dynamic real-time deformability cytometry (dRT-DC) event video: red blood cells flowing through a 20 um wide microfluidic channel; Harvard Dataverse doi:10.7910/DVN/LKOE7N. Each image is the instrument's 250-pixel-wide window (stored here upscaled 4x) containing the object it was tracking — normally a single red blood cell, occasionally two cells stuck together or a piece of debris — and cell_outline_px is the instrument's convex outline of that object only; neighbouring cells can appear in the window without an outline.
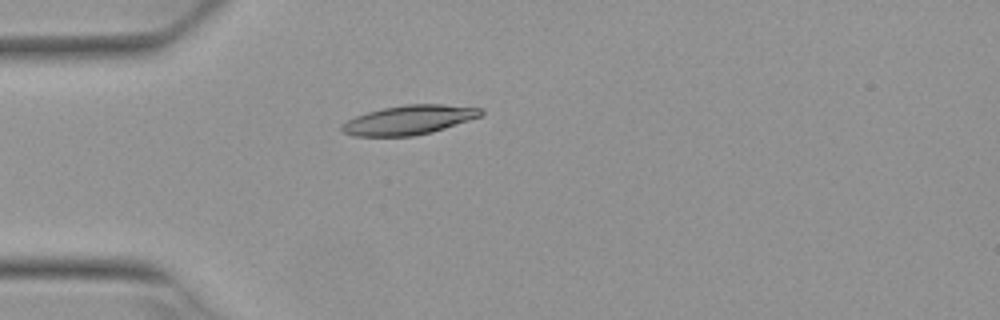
{"species": "Egyptian fruit bat (a non-hibernating species)", "species_latin": "Rousettus aegyptiacus", "temperature_condition": "warm", "stored_images_in_passage": 6, "camera_frame_rate_fps": 3000, "um_per_image_px": 0.085, "animal": {"sex": "female"}, "frame": {"image": 1, "passage_image": 5, "time_ms": 1.333, "image_size_px": [1000, 320], "cell_outline_px": [[484, 112], [480, 116], [432, 132], [412, 136], [352, 136], [344, 132], [340, 128], [340, 124], [356, 116], [368, 112], [384, 108], [404, 104], [440, 104], [484, 108]], "centroid_in_image_um": [34.75, 10.19], "position_along_channel_um": 50.3, "area_um2": 23.58}}